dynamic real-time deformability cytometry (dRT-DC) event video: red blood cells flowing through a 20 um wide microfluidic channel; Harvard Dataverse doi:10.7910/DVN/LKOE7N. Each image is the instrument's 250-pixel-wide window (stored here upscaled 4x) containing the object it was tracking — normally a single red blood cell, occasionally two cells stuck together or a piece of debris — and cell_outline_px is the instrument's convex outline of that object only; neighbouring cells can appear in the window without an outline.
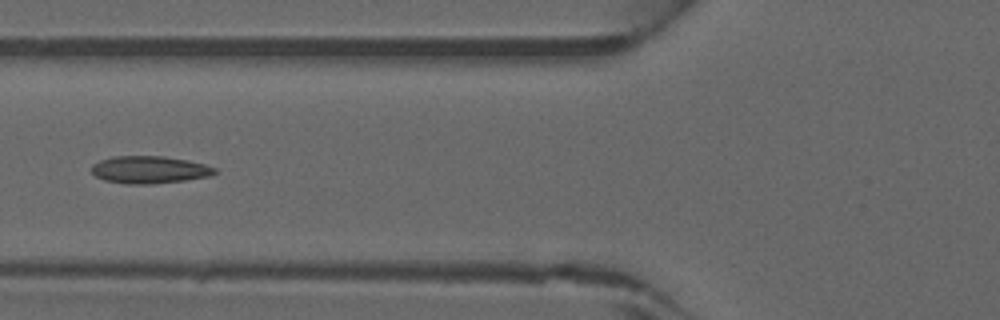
{"species": "common noctule bat (a hibernating species)", "species_latin": "Nyctalus noctula", "temperature_condition": "warm", "stored_images_in_passage": 22, "camera_frame_rate_fps": 3000, "um_per_image_px": 0.085, "animal": {"sex": "male", "forearm_length_mm": 52.5}, "frame": {"image": 1, "passage_image": 7, "time_ms": 2.0, "image_size_px": [1000, 320], "cell_outline_px": [[216, 172], [208, 176], [184, 180], [152, 184], [128, 184], [104, 180], [96, 176], [92, 172], [92, 164], [100, 160], [112, 156], [164, 156], [188, 160], [204, 164], [216, 168]], "centroid_in_image_um": [12.68, 14.42], "position_along_channel_um": 113.1, "area_um2": 19.59}}